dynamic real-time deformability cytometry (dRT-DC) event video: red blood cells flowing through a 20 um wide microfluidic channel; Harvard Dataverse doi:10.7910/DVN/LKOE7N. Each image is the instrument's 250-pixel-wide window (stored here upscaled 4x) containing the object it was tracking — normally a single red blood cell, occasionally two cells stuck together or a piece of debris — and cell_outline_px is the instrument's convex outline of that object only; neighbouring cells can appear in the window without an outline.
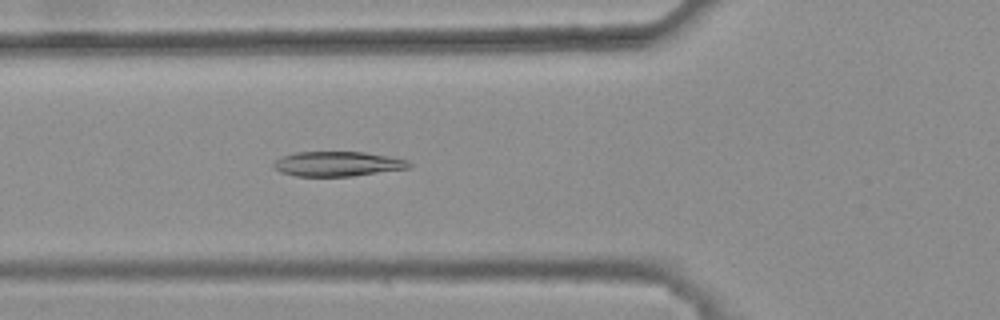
{"species": "common noctule bat (a hibernating species)", "species_latin": "Nyctalus noctula", "temperature_condition": "warm", "stored_images_in_passage": 31, "camera_frame_rate_fps": 3000, "um_per_image_px": 0.085, "animal": {"sex": "female", "body_mass_g": 25.1}, "frame": {"image": 1, "passage_image": 8, "time_ms": 2.333, "image_size_px": [1000, 320], "cell_outline_px": [[412, 168], [352, 176], [296, 176], [280, 172], [272, 164], [276, 160], [284, 156], [296, 152], [364, 152], [388, 156], [408, 160], [412, 164]], "centroid_in_image_um": [28.75, 13.93], "position_along_channel_um": 97.1, "area_um2": 19.54}}
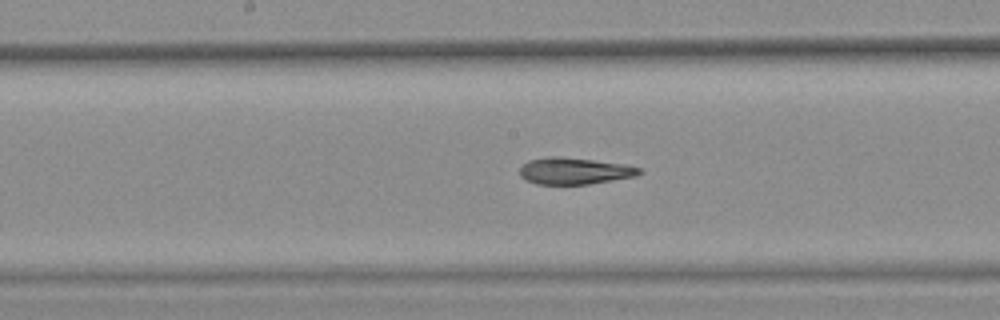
{"frame": {"image": 2, "passage_image": 16, "time_ms": 5.0, "image_size_px": [1000, 320], "cell_outline_px": [[644, 172], [636, 176], [588, 184], [536, 184], [520, 176], [520, 168], [528, 160], [548, 156], [556, 156], [592, 160], [624, 164], [640, 168]], "centroid_in_image_um": [48.83, 14.53], "position_along_channel_um": 199.4, "area_um2": 18.44}}
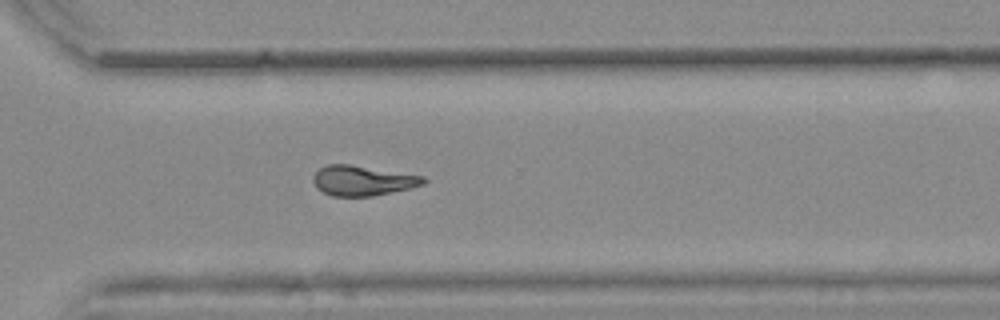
{"frame": {"image": 3, "passage_image": 27, "time_ms": 8.667, "image_size_px": [1000, 320], "cell_outline_px": [[428, 180], [424, 184], [392, 192], [372, 196], [332, 196], [316, 188], [312, 180], [312, 176], [320, 168], [328, 164], [348, 164], [424, 176]], "centroid_in_image_um": [30.8, 15.35], "position_along_channel_um": 339.8, "area_um2": 19.19}, "authors_computed_cell_mechanics": {"area_um2": 19.1896, "velocity_mm_per_s": 3.8253, "shape_relaxation_time_tau1_ms": null, "shape_relaxation_time_tau2_ms": 2.3493, "deformation_change_tau1": null, "deformation_change_tau2": 0.0871}}